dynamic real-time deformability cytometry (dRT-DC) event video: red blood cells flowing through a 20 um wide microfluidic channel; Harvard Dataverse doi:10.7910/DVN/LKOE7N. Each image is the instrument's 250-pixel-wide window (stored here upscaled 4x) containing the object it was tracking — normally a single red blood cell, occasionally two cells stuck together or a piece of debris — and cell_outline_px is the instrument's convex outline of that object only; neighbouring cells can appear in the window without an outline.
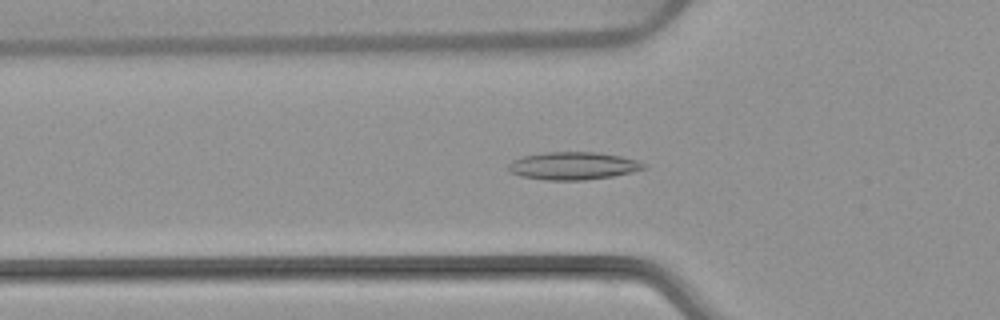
{"species": "common noctule bat (a hibernating species)", "species_latin": "Nyctalus noctula", "temperature_condition": "warm", "stored_images_in_passage": 39, "camera_frame_rate_fps": 3000, "um_per_image_px": 0.085, "animal": {"sex": "female", "body_mass_g": 22.7, "forearm_length_mm": 54.2}, "frame": {"image": 1, "passage_image": 4, "time_ms": 1.0, "image_size_px": [1000, 320], "cell_outline_px": [[648, 168], [632, 172], [612, 176], [584, 180], [544, 180], [520, 176], [508, 172], [508, 164], [512, 160], [524, 156], [544, 152], [600, 152], [620, 156], [636, 160], [644, 164]], "centroid_in_image_um": [48.69, 14.1], "position_along_channel_um": 77.1, "area_um2": 21.96}}
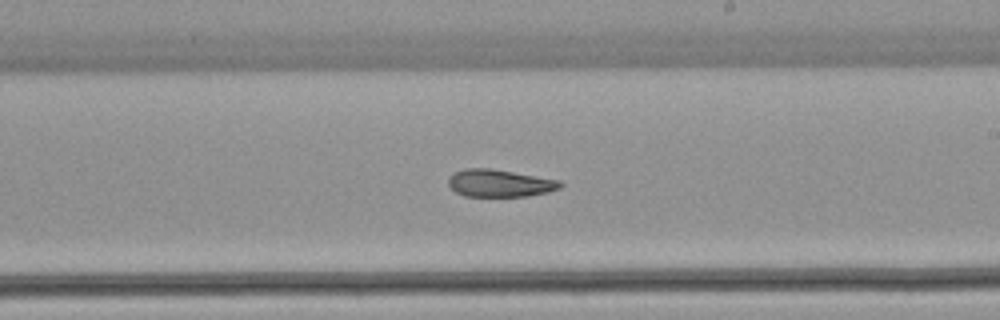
{"frame": {"image": 2, "passage_image": 17, "time_ms": 5.333, "image_size_px": [1000, 320], "cell_outline_px": [[564, 184], [560, 188], [548, 192], [528, 196], [464, 196], [456, 192], [448, 184], [448, 176], [452, 172], [464, 168], [492, 168], [560, 180]], "centroid_in_image_um": [42.46, 15.56], "position_along_channel_um": 246.5, "area_um2": 18.09}}
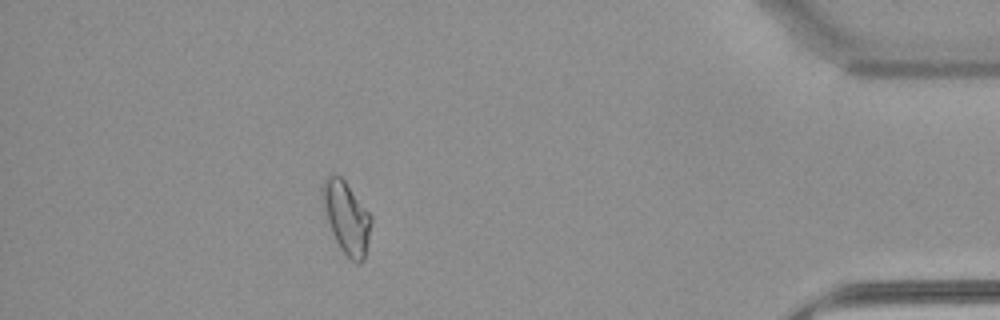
{"frame": {"image": 3, "passage_image": 33, "time_ms": 10.667, "image_size_px": [1000, 320], "cell_outline_px": [[372, 220], [364, 260], [360, 264], [356, 264], [340, 248], [332, 232], [324, 208], [320, 192], [320, 188], [324, 176], [328, 172], [340, 176], [344, 180], [372, 216]], "centroid_in_image_um": [29.43, 18.43], "position_along_channel_um": 405.8, "area_um2": 20.46}, "authors_computed_cell_mechanics": {"area_um2": 18.9584, "velocity_mm_per_s": 3.9064, "shape_relaxation_time_tau1_ms": null, "shape_relaxation_time_tau2_ms": 6.9983, "deformation_change_tau1": null, "deformation_change_tau2": 0.1446}}